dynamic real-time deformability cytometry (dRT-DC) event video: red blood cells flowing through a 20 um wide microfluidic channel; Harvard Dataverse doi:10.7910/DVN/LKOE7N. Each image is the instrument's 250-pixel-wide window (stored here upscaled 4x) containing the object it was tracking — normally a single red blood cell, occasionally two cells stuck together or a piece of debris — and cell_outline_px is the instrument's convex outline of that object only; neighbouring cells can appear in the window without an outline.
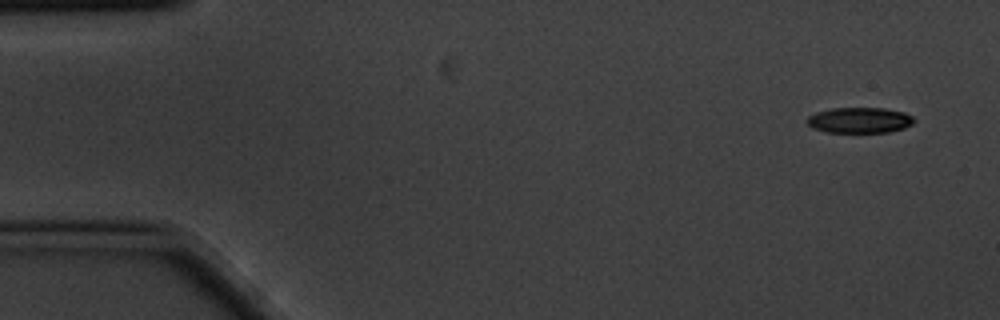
{"species": "common noctule bat (a hibernating species)", "species_latin": "Nyctalus noctula", "temperature_condition": "cold", "stored_images_in_passage": 4, "camera_frame_rate_fps": 3000, "um_per_image_px": 0.085, "animal": {"sex": "male", "body_mass_g": 20.1, "forearm_length_mm": 53.5}, "frame": {"image": 1, "passage_image": 1, "time_ms": 0.0, "image_size_px": [1000, 320], "cell_outline_px": [[916, 120], [912, 124], [904, 128], [888, 132], [828, 132], [812, 128], [808, 124], [808, 116], [816, 112], [832, 108], [884, 108], [904, 112], [912, 116]], "centroid_in_image_um": [73.08, 10.21], "position_along_channel_um": 11.9, "area_um2": 15.95}}
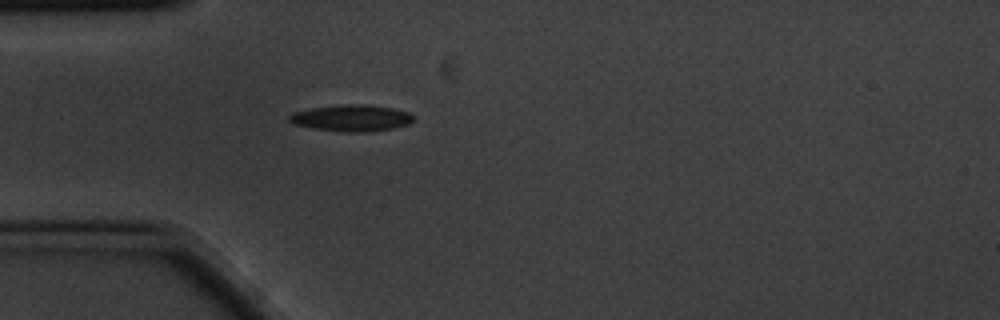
{"frame": {"image": 2, "passage_image": 4, "time_ms": 1.0, "image_size_px": [1000, 320], "cell_outline_px": [[412, 120], [408, 124], [392, 128], [364, 132], [348, 132], [316, 128], [296, 124], [288, 120], [288, 116], [292, 112], [312, 108], [340, 104], [364, 104], [392, 108], [408, 112], [412, 116]], "centroid_in_image_um": [29.86, 10.02], "position_along_channel_um": 55.1, "area_um2": 18.84}}